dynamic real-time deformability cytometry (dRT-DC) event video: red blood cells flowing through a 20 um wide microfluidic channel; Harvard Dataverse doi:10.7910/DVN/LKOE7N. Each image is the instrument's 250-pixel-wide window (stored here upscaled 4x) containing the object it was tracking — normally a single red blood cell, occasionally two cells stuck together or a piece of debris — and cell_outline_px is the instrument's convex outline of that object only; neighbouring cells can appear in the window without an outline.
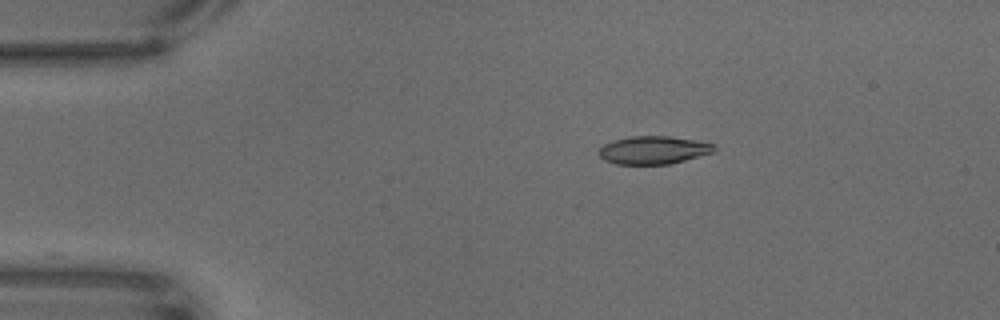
{"species": "common noctule bat (a hibernating species)", "species_latin": "Nyctalus noctula", "temperature_condition": "warm", "stored_images_in_passage": 56, "camera_frame_rate_fps": 3000, "um_per_image_px": 0.085, "animal": {"sex": "male", "body_mass_g": 18.8}, "frame": {"image": 1, "passage_image": 2, "time_ms": 0.333, "image_size_px": [1000, 320], "cell_outline_px": [[716, 152], [668, 164], [616, 164], [604, 160], [596, 152], [604, 144], [616, 140], [632, 136], [668, 136], [696, 140], [716, 144]], "centroid_in_image_um": [55.57, 12.75], "position_along_channel_um": 29.4, "area_um2": 18.84}}
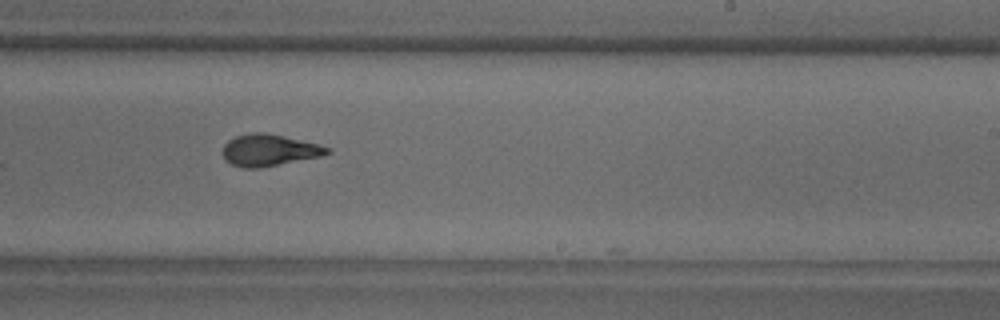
{"frame": {"image": 2, "passage_image": 30, "time_ms": 9.667, "image_size_px": [1000, 320], "cell_outline_px": [[332, 152], [320, 156], [260, 168], [244, 168], [232, 164], [224, 160], [224, 144], [228, 140], [236, 136], [252, 132], [268, 132], [320, 144], [332, 148]], "centroid_in_image_um": [22.91, 12.75], "position_along_channel_um": 266.1, "area_um2": 19.42}}
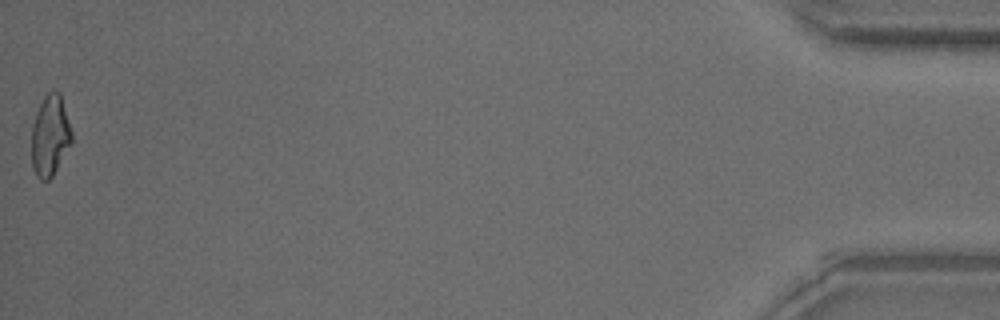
{"frame": {"image": 3, "passage_image": 55, "time_ms": 18.0, "image_size_px": [1000, 320], "cell_outline_px": [[72, 144], [52, 176], [48, 180], [40, 180], [36, 176], [32, 168], [32, 124], [36, 112], [44, 96], [48, 92], [60, 92], [72, 132]], "centroid_in_image_um": [4.26, 11.55], "position_along_channel_um": 430.9, "area_um2": 18.96}}